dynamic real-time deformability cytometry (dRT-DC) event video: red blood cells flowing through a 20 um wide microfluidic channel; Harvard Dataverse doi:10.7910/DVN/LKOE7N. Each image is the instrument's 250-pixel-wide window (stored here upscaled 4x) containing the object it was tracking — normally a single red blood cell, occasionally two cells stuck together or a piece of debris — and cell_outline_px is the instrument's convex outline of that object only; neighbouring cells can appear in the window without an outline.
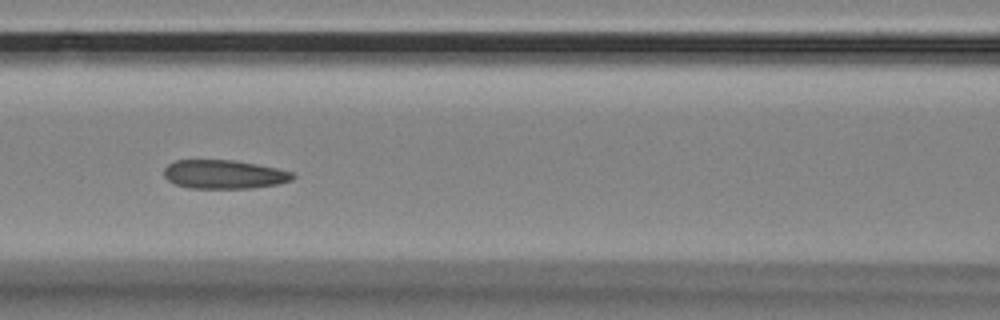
{"species": "Egyptian fruit bat (a non-hibernating species)", "species_latin": "Rousettus aegyptiacus", "temperature_condition": "room temperature", "stored_images_in_passage": 6, "camera_frame_rate_fps": 3000, "um_per_image_px": 0.085, "animal": {"sex": "female"}, "frame": {"image": 1, "passage_image": 3, "time_ms": 0.667, "image_size_px": [1000, 320], "cell_outline_px": [[296, 176], [292, 180], [276, 184], [252, 188], [188, 188], [176, 184], [168, 180], [164, 176], [164, 168], [168, 164], [176, 160], [236, 160], [296, 172]], "centroid_in_image_um": [19.06, 14.81], "position_along_channel_um": 147.5, "area_um2": 21.68}}
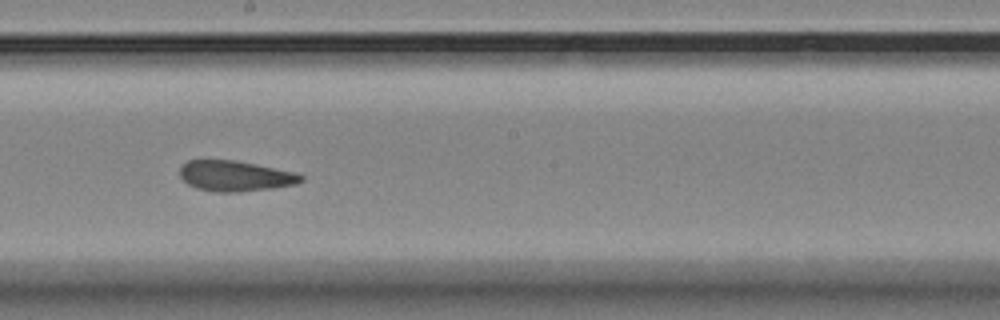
{"frame": {"image": 2, "passage_image": 5, "time_ms": 1.333, "image_size_px": [1000, 320], "cell_outline_px": [[304, 180], [296, 184], [272, 188], [240, 192], [212, 192], [196, 188], [188, 184], [180, 176], [180, 168], [188, 160], [232, 160], [256, 164], [296, 172], [304, 176]], "centroid_in_image_um": [20.01, 14.96], "position_along_channel_um": 228.2, "area_um2": 21.62}}
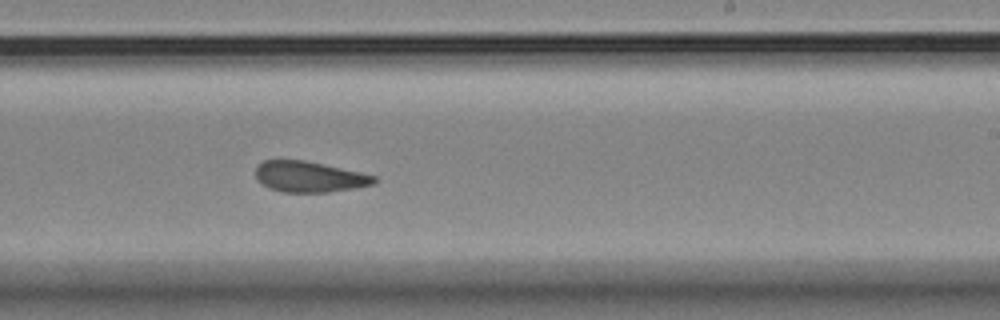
{"frame": {"image": 3, "passage_image": 6, "time_ms": 1.667, "image_size_px": [1000, 320], "cell_outline_px": [[376, 184], [356, 188], [328, 192], [284, 192], [272, 188], [256, 180], [256, 168], [264, 160], [304, 160], [360, 172], [376, 176]], "centroid_in_image_um": [26.32, 15.03], "position_along_channel_um": 262.7, "area_um2": 21.1}}